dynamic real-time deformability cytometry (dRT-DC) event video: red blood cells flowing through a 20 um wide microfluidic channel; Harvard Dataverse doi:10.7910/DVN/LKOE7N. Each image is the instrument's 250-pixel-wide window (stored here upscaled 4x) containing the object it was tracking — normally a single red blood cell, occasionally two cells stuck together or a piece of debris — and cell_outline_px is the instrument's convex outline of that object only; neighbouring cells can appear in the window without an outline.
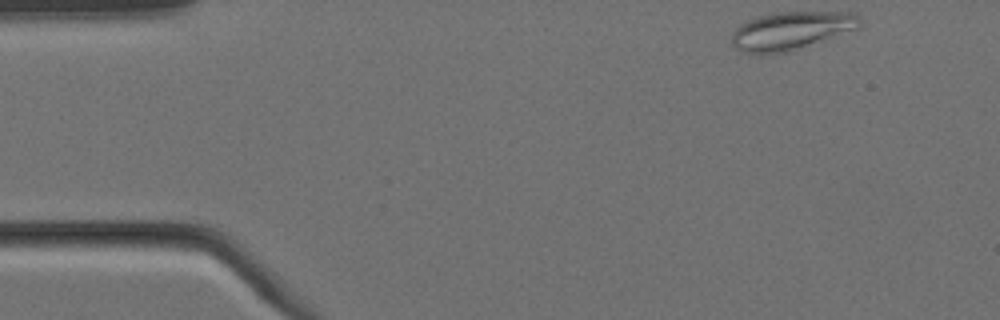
{"species": "Egyptian fruit bat (a non-hibernating species)", "species_latin": "Rousettus aegyptiacus", "temperature_condition": "cold", "stored_images_in_passage": 3, "camera_frame_rate_fps": 3000, "um_per_image_px": 0.085, "animal": {"sex": "female"}, "frame": {"image": 1, "passage_image": 1, "time_ms": 0.0, "image_size_px": [1000, 320], "cell_outline_px": [[860, 28], [792, 52], [740, 52], [732, 44], [732, 32], [740, 24], [756, 16], [776, 12], [852, 12], [860, 16]], "centroid_in_image_um": [67.29, 2.6], "position_along_channel_um": 17.7, "area_um2": 28.61}}